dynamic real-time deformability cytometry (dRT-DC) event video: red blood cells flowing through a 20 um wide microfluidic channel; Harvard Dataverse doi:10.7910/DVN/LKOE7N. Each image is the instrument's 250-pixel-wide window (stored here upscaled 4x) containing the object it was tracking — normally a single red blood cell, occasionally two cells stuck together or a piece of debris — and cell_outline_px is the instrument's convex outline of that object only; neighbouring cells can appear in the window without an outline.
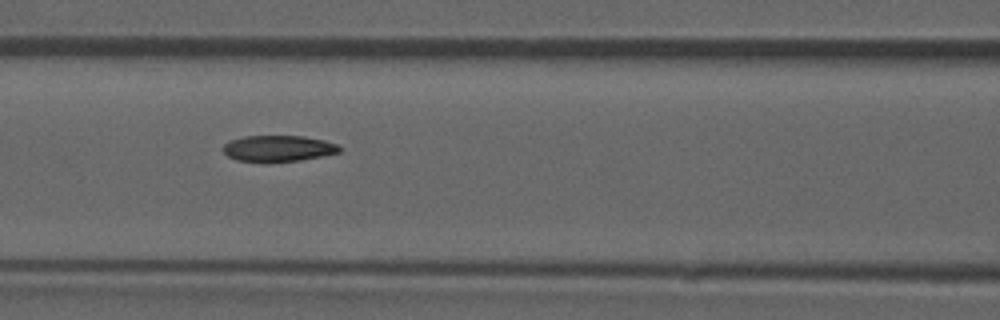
{"species": "common noctule bat (a hibernating species)", "species_latin": "Nyctalus noctula", "temperature_condition": "room temperature", "stored_images_in_passage": 53, "camera_frame_rate_fps": 3000, "um_per_image_px": 0.085, "animal": {"sex": "male", "forearm_length_mm": 52.5}, "frame": {"image": 1, "passage_image": 23, "time_ms": 7.333, "image_size_px": [1000, 320], "cell_outline_px": [[344, 148], [340, 152], [324, 156], [300, 160], [268, 164], [236, 160], [228, 156], [224, 152], [224, 144], [228, 140], [244, 136], [304, 136], [324, 140], [336, 144]], "centroid_in_image_um": [23.65, 12.64], "position_along_channel_um": 142.9, "area_um2": 18.32}, "authors_computed_cell_mechanics": {"area_um2": 18.6116, "velocity_mm_per_s": 3.9134, "shape_relaxation_time_tau1_ms": 7.6706, "shape_relaxation_time_tau2_ms": 4.5778, "deformation_change_tau1": 0.1843, "deformation_change_tau2": 0.104}}